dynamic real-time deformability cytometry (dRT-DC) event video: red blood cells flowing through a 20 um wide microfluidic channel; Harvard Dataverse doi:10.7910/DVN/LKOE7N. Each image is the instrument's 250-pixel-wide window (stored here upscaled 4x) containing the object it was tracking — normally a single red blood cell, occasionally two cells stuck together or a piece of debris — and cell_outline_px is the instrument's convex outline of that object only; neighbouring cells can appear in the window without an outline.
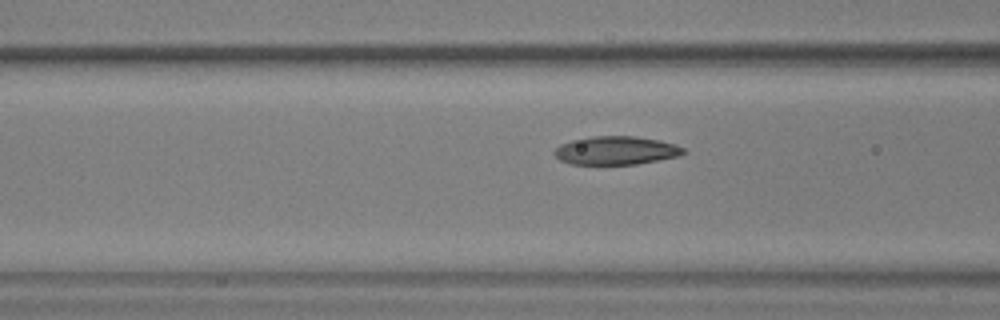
{"species": "common noctule bat (a hibernating species)", "species_latin": "Nyctalus noctula", "temperature_condition": "warm", "stored_images_in_passage": 45, "camera_frame_rate_fps": 3000, "um_per_image_px": 0.085, "animal": {"sex": "male", "body_mass_g": 17.9, "forearm_length_mm": 54.2}, "frame": {"image": 1, "passage_image": 15, "time_ms": 4.667, "image_size_px": [1000, 320], "cell_outline_px": [[688, 152], [680, 156], [636, 164], [568, 164], [560, 160], [552, 152], [560, 144], [572, 140], [592, 136], [636, 136], [660, 140], [676, 144], [684, 148]], "centroid_in_image_um": [52.39, 12.79], "position_along_channel_um": 114.2, "area_um2": 21.56}}
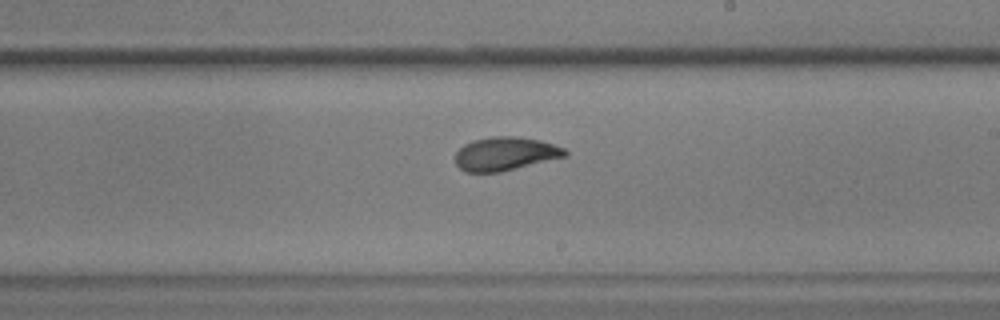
{"frame": {"image": 2, "passage_image": 26, "time_ms": 8.333, "image_size_px": [1000, 320], "cell_outline_px": [[568, 156], [500, 172], [464, 172], [456, 164], [456, 152], [464, 144], [472, 140], [492, 136], [516, 136], [540, 140], [564, 148], [568, 152]], "centroid_in_image_um": [42.95, 13.07], "position_along_channel_um": 246.1, "area_um2": 21.5}}
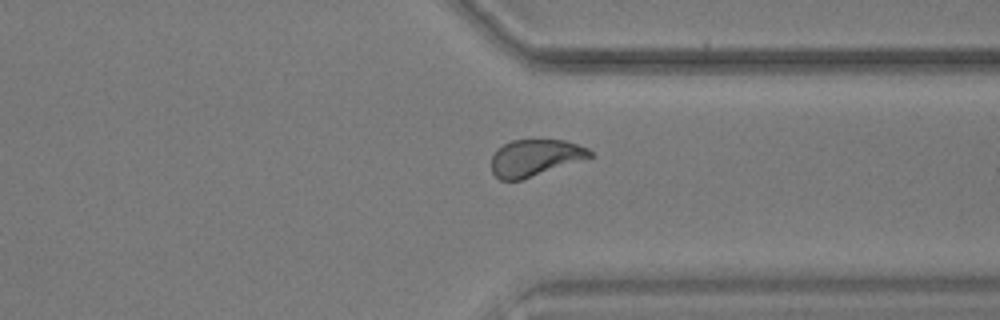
{"frame": {"image": 3, "passage_image": 36, "time_ms": 11.667, "image_size_px": [1000, 320], "cell_outline_px": [[592, 156], [520, 180], [500, 180], [492, 172], [492, 156], [504, 144], [512, 140], [564, 140], [588, 148], [592, 152]], "centroid_in_image_um": [45.45, 13.4], "position_along_channel_um": 365.9, "area_um2": 20.46}}